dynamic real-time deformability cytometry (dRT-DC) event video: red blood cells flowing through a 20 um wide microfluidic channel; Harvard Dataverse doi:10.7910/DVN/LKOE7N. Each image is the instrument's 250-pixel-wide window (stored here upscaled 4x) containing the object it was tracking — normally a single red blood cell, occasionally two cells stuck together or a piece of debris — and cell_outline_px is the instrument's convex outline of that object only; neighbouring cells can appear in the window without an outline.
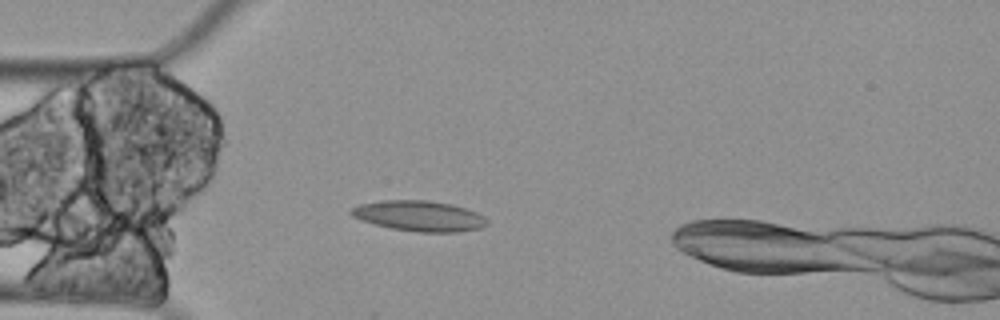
{"species": "Egyptian fruit bat (a non-hibernating species)", "species_latin": "Rousettus aegyptiacus", "temperature_condition": "cold", "stored_images_in_passage": 4, "camera_frame_rate_fps": 3000, "um_per_image_px": 0.085, "animal": {"sex": "female"}, "frame": {"image": 1, "passage_image": 3, "time_ms": 0.667, "image_size_px": [1000, 320], "cell_outline_px": [[488, 224], [480, 228], [460, 232], [416, 232], [392, 228], [360, 220], [352, 216], [348, 212], [352, 208], [360, 204], [380, 200], [428, 200], [452, 204], [476, 212], [484, 216], [488, 220]], "centroid_in_image_um": [35.64, 18.35], "position_along_channel_um": 49.4, "area_um2": 24.22}}